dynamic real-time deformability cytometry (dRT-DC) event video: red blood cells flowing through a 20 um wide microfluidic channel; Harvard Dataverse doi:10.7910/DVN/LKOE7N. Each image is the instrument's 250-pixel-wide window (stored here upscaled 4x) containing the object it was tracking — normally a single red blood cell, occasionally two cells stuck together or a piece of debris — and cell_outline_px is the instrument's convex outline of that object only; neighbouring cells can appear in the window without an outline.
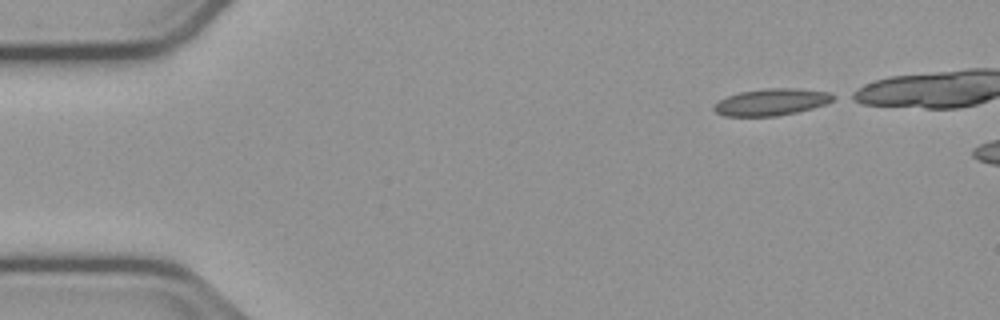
{"species": "common noctule bat (a hibernating species)", "species_latin": "Nyctalus noctula", "temperature_condition": "cold", "stored_images_in_passage": 7, "camera_frame_rate_fps": 3000, "um_per_image_px": 0.085, "animal": {"sex": "male", "body_mass_g": 23.1, "forearm_length_mm": 52.7}, "frame": {"image": 1, "passage_image": 1, "time_ms": 0.0, "image_size_px": [1000, 320], "cell_outline_px": [[836, 96], [832, 100], [824, 104], [812, 108], [796, 112], [776, 116], [724, 116], [716, 112], [712, 108], [720, 100], [728, 96], [740, 92], [764, 88], [792, 88], [828, 92]], "centroid_in_image_um": [65.55, 8.67], "position_along_channel_um": 19.4, "area_um2": 18.38}}